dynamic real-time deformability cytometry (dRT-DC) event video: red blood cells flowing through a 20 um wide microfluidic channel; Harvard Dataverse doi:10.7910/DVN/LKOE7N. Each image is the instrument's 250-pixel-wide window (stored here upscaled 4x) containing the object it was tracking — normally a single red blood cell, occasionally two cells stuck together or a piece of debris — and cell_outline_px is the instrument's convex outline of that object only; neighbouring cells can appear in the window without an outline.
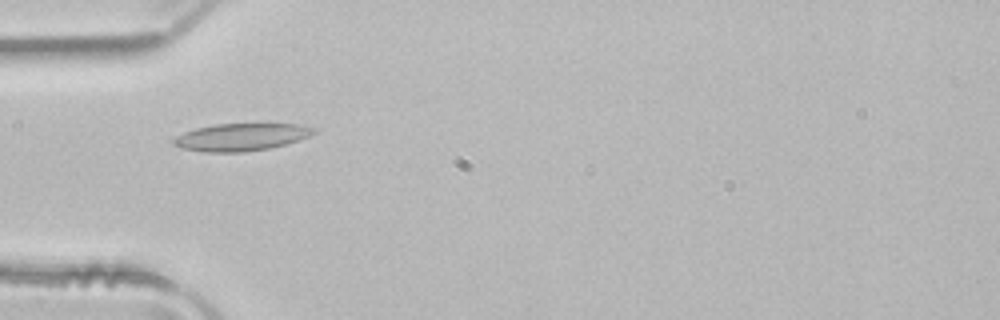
{"species": "common noctule bat (a hibernating species)", "species_latin": "Nyctalus noctula", "temperature_condition": "room temperature", "stored_images_in_passage": 41, "camera_frame_rate_fps": 3000, "um_per_image_px": 0.085, "animal": {"sex": "male", "body_mass_g": 21.5, "forearm_length_mm": 52.0}, "frame": {"image": 1, "passage_image": 6, "time_ms": 1.667, "image_size_px": [1000, 320], "cell_outline_px": [[320, 128], [316, 132], [308, 136], [284, 144], [268, 148], [244, 152], [204, 152], [180, 148], [172, 144], [172, 140], [176, 136], [184, 132], [196, 128], [216, 124], [256, 120], [264, 120], [300, 124]], "centroid_in_image_um": [20.56, 11.58], "position_along_channel_um": 64.4, "area_um2": 23.7}}
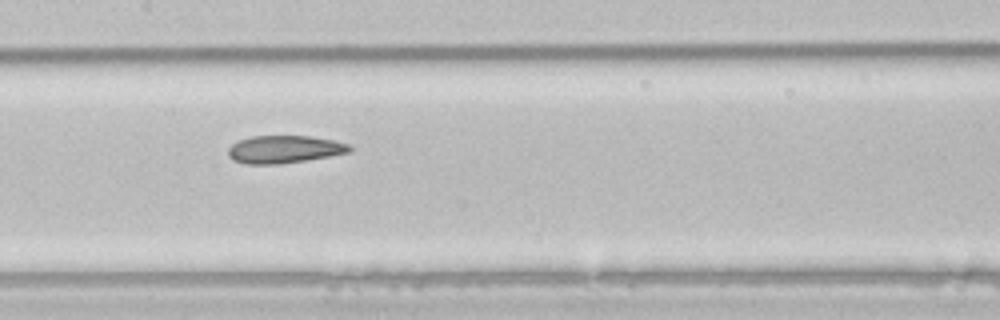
{"frame": {"image": 2, "passage_image": 15, "time_ms": 4.667, "image_size_px": [1000, 320], "cell_outline_px": [[352, 152], [280, 164], [244, 164], [232, 160], [228, 156], [228, 148], [232, 144], [240, 140], [252, 136], [312, 136], [332, 140], [348, 144], [352, 148]], "centroid_in_image_um": [24.14, 12.69], "position_along_channel_um": 183.3, "area_um2": 19.54}}
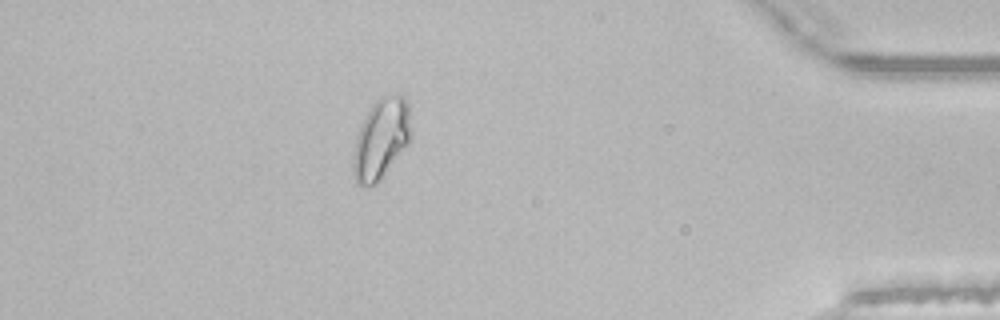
{"frame": {"image": 3, "passage_image": 35, "time_ms": 11.333, "image_size_px": [1000, 320], "cell_outline_px": [[412, 132], [408, 144], [380, 180], [376, 184], [364, 188], [356, 184], [352, 172], [352, 156], [356, 136], [360, 124], [372, 104], [380, 96], [404, 96], [408, 104], [412, 128]], "centroid_in_image_um": [32.37, 11.84], "position_along_channel_um": 402.8, "area_um2": 27.51}, "authors_computed_cell_mechanics": {"area_um2": 20.808, "velocity_mm_per_s": 3.9749, "shape_relaxation_time_tau1_ms": null, "shape_relaxation_time_tau2_ms": 1.7749, "deformation_change_tau1": null, "deformation_change_tau2": 0.0783}}